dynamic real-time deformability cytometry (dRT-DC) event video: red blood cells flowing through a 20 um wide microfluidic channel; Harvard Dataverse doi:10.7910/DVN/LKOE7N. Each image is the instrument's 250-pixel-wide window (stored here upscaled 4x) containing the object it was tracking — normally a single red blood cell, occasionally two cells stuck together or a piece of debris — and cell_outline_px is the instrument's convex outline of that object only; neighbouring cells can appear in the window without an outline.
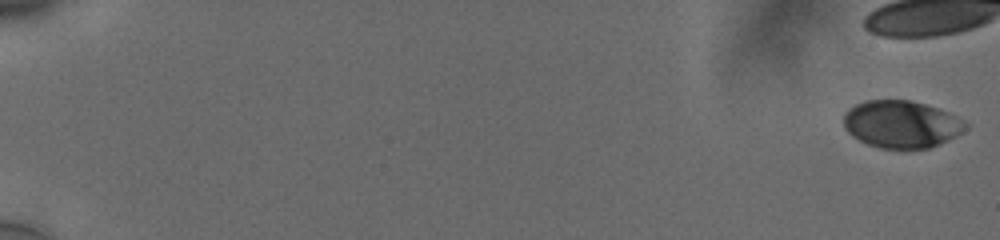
{"species": "human", "species_latin": "Homo sapiens", "temperature_condition": "cold", "stored_images_in_passage": 48, "camera_frame_rate_fps": 3000, "um_per_image_px": 0.085, "donor": {"sex": "male"}, "frame": {"image": 1, "passage_image": 1, "time_ms": 0.0, "image_size_px": [1000, 240], "cell_outline_px": [[968, 124], [956, 136], [940, 144], [928, 148], [880, 148], [868, 144], [852, 136], [844, 128], [844, 112], [848, 108], [864, 100], [908, 100], [924, 104], [948, 112]], "centroid_in_image_um": [76.57, 10.55], "position_along_channel_um": 8.4, "area_um2": 33.35}}
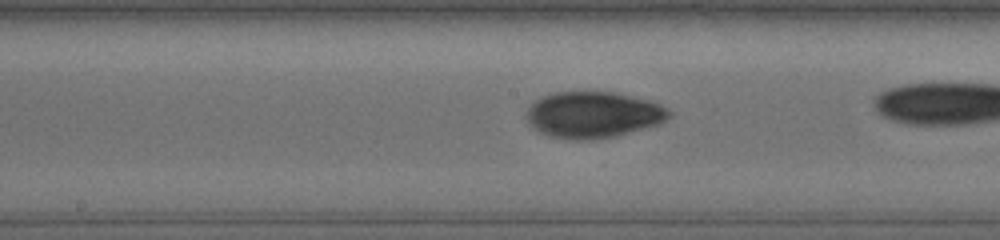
{"frame": {"image": 2, "passage_image": 33, "time_ms": 10.667, "image_size_px": [1000, 240], "cell_outline_px": [[672, 116], [660, 124], [616, 136], [592, 140], [572, 140], [548, 136], [532, 128], [528, 124], [524, 116], [528, 108], [540, 96], [556, 92], [616, 92], [648, 100], [660, 104], [668, 108], [672, 112]], "centroid_in_image_um": [50.42, 9.76], "position_along_channel_um": 197.8, "area_um2": 39.02}}
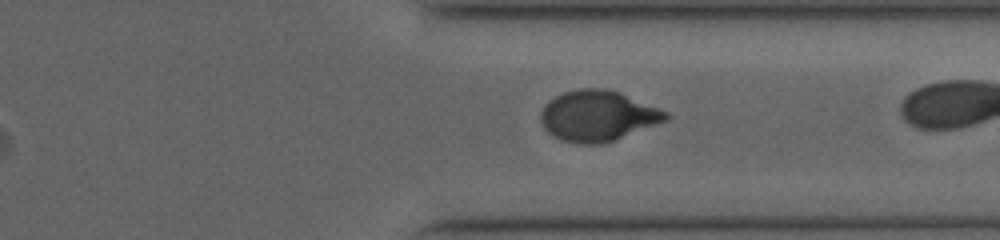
{"frame": {"image": 3, "passage_image": 46, "time_ms": 15.0, "image_size_px": [1000, 240], "cell_outline_px": [[672, 116], [668, 120], [604, 144], [580, 144], [560, 140], [548, 132], [544, 128], [540, 120], [540, 112], [544, 104], [556, 96], [564, 92], [580, 88], [604, 88], [620, 92], [668, 112]], "centroid_in_image_um": [50.81, 9.85], "position_along_channel_um": 360.6, "area_um2": 37.11}}